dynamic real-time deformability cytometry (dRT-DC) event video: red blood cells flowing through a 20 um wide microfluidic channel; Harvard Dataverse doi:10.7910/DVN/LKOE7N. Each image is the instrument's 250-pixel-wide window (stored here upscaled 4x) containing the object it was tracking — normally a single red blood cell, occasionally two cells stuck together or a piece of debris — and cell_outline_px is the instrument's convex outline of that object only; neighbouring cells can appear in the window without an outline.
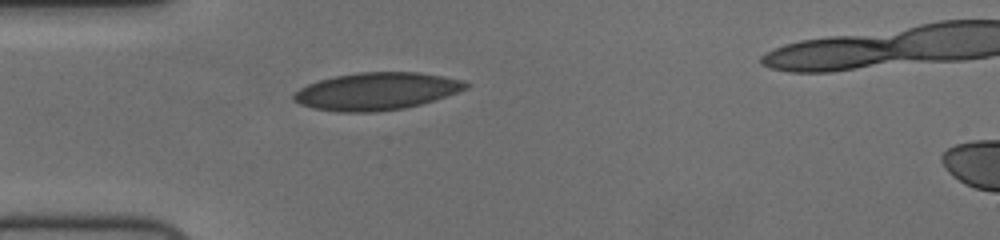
{"species": "human", "species_latin": "Homo sapiens", "temperature_condition": "cold", "stored_images_in_passage": 40, "camera_frame_rate_fps": 3000, "um_per_image_px": 0.085, "donor": {"sex": "female"}, "frame": {"image": 1, "passage_image": 1, "time_ms": 0.0, "image_size_px": [1000, 240], "cell_outline_px": [[472, 84], [468, 88], [420, 104], [404, 108], [376, 112], [340, 112], [312, 108], [300, 104], [292, 100], [292, 92], [308, 84], [320, 80], [336, 76], [356, 72], [420, 72], [444, 76], [460, 80]], "centroid_in_image_um": [31.96, 7.75], "position_along_channel_um": 53.0, "area_um2": 37.51}}
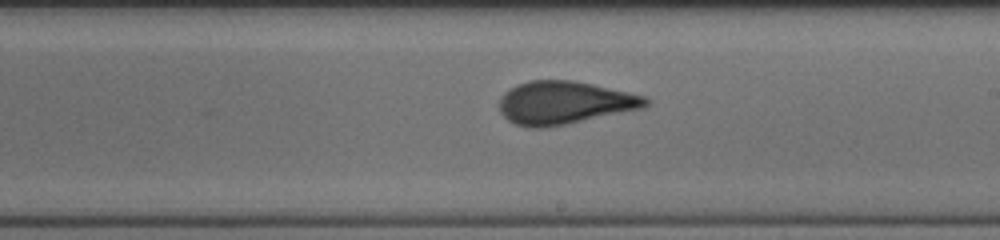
{"frame": {"image": 2, "passage_image": 17, "time_ms": 5.333, "image_size_px": [1000, 240], "cell_outline_px": [[648, 104], [644, 108], [544, 128], [528, 128], [516, 124], [508, 120], [500, 112], [500, 96], [504, 92], [516, 84], [528, 80], [572, 80], [592, 84], [628, 92], [644, 96], [648, 100]], "centroid_in_image_um": [47.93, 8.72], "position_along_channel_um": 241.1, "area_um2": 36.47}}
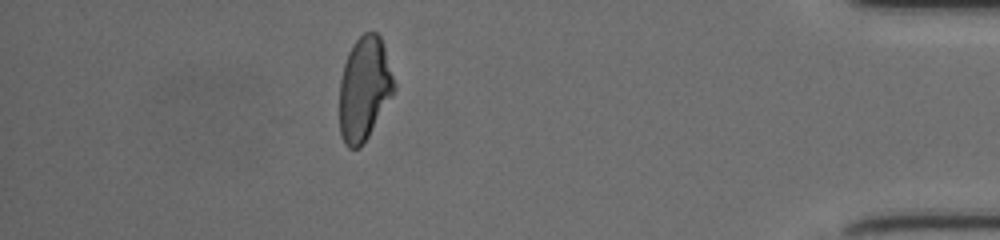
{"frame": {"image": 3, "passage_image": 34, "time_ms": 11.0, "image_size_px": [1000, 240], "cell_outline_px": [[396, 88], [392, 96], [368, 136], [360, 148], [348, 148], [344, 144], [340, 136], [340, 80], [344, 64], [348, 52], [352, 44], [364, 32], [376, 32], [380, 36], [396, 84]], "centroid_in_image_um": [30.96, 7.54], "position_along_channel_um": 404.2, "area_um2": 32.95}, "authors_computed_cell_mechanics": {"area_um2": 35.258, "velocity_mm_per_s": 3.7081, "shape_relaxation_time_tau1_ms": 5.5475, "shape_relaxation_time_tau2_ms": 1.163, "deformation_change_tau1": 0.1594, "deformation_change_tau2": 0.0615}}